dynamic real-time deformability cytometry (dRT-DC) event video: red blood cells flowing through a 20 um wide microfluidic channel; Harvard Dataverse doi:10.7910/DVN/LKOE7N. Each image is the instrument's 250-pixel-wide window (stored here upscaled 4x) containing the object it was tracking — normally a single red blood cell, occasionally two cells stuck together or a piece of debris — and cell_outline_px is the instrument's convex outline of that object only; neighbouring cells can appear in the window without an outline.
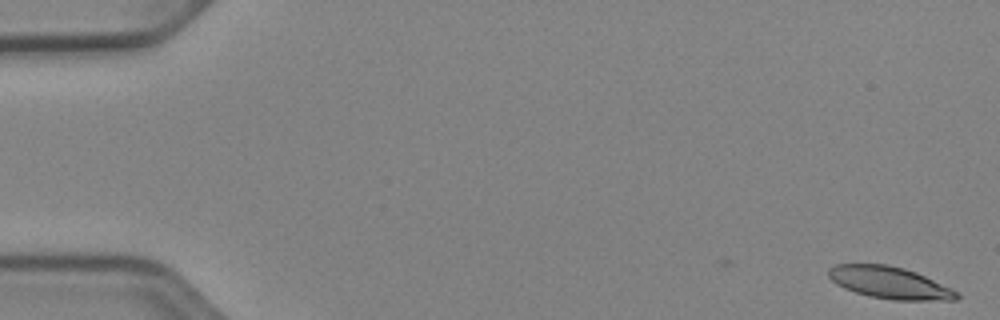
{"species": "Egyptian fruit bat (a non-hibernating species)", "species_latin": "Rousettus aegyptiacus", "temperature_condition": "cold", "stored_images_in_passage": 42, "camera_frame_rate_fps": 3000, "um_per_image_px": 0.085, "animal": {"sex": "female"}, "frame": {"image": 1, "passage_image": 2, "time_ms": 0.333, "image_size_px": [1000, 320], "cell_outline_px": [[960, 296], [956, 300], [892, 300], [868, 296], [844, 288], [836, 284], [828, 276], [828, 268], [836, 264], [888, 264], [904, 268], [916, 272], [952, 288], [960, 292]], "centroid_in_image_um": [75.63, 24.03], "position_along_channel_um": 9.4, "area_um2": 24.04}}
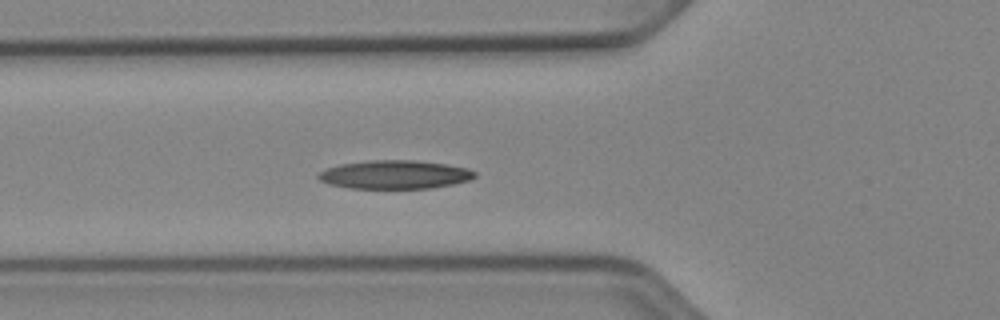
{"frame": {"image": 2, "passage_image": 20, "time_ms": 6.333, "image_size_px": [1000, 320], "cell_outline_px": [[476, 176], [468, 180], [452, 184], [428, 188], [348, 188], [328, 184], [320, 180], [316, 176], [320, 172], [328, 168], [340, 164], [368, 160], [412, 160], [448, 164], [468, 168], [476, 172]], "centroid_in_image_um": [33.55, 14.83], "position_along_channel_um": 92.3, "area_um2": 25.95}}
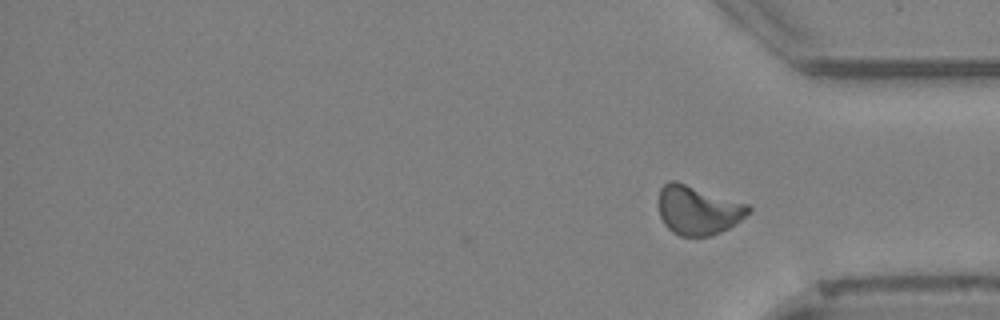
{"frame": {"image": 3, "passage_image": 42, "time_ms": 13.667, "image_size_px": [1000, 320], "cell_outline_px": [[752, 212], [736, 224], [712, 236], [680, 236], [672, 232], [664, 224], [660, 216], [660, 188], [668, 180], [676, 180], [748, 204], [752, 208]], "centroid_in_image_um": [59.36, 17.86], "position_along_channel_um": 375.8, "area_um2": 25.84}, "authors_computed_cell_mechanics": {"area_um2": 24.854, "velocity_mm_per_s": 3.9002, "shape_relaxation_time_tau1_ms": null, "shape_relaxation_time_tau2_ms": 3.5699, "deformation_change_tau1": null, "deformation_change_tau2": 0.0973}}